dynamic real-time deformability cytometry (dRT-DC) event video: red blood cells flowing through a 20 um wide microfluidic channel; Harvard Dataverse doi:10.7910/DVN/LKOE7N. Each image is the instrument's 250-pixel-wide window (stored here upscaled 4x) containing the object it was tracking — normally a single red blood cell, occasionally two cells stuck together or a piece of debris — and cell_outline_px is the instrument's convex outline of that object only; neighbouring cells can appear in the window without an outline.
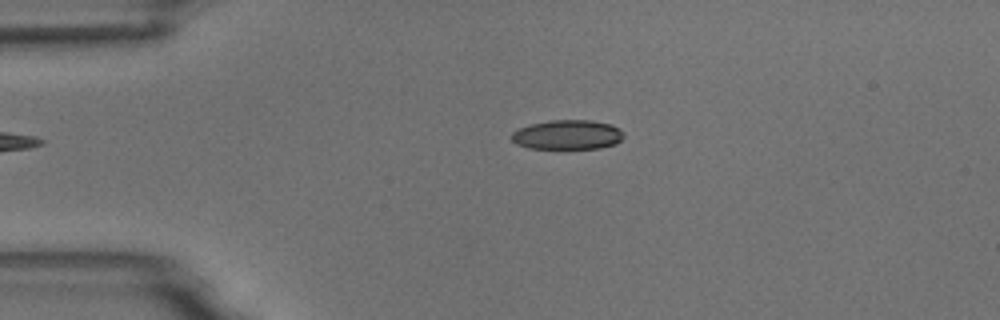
{"species": "common noctule bat (a hibernating species)", "species_latin": "Nyctalus noctula", "temperature_condition": "room temperature", "stored_images_in_passage": 3, "camera_frame_rate_fps": 3000, "um_per_image_px": 0.085, "animal": {"sex": "male", "body_mass_g": 18.8}, "frame": {"image": 1, "passage_image": 3, "time_ms": 2.333, "image_size_px": [1000, 320], "cell_outline_px": [[624, 136], [616, 144], [600, 148], [528, 148], [516, 144], [508, 136], [512, 132], [520, 128], [532, 124], [552, 120], [588, 120], [612, 124], [620, 128], [624, 132]], "centroid_in_image_um": [48.25, 11.45], "position_along_channel_um": 36.8, "area_um2": 19.36}}